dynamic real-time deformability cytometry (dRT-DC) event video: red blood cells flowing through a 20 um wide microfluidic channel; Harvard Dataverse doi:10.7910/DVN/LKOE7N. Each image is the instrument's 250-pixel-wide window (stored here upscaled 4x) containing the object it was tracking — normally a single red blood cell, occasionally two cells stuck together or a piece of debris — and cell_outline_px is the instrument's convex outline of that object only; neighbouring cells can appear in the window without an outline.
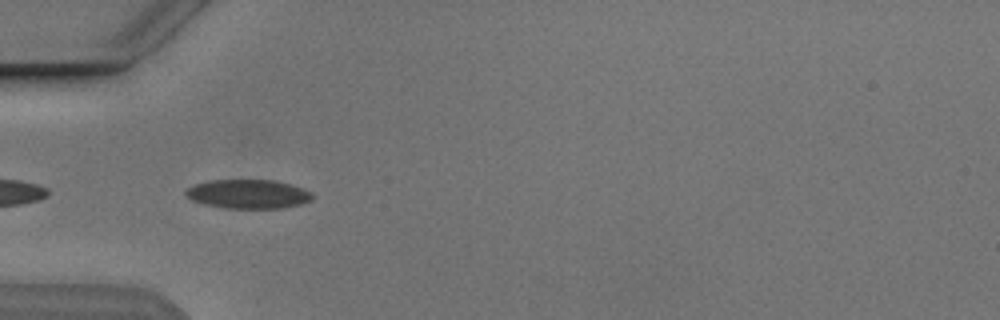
{"species": "Egyptian fruit bat (a non-hibernating species)", "species_latin": "Rousettus aegyptiacus", "temperature_condition": "cold", "stored_images_in_passage": 38, "camera_frame_rate_fps": 3000, "um_per_image_px": 0.085, "animal": {"sex": "male"}, "frame": {"image": 1, "passage_image": 2, "time_ms": 0.333, "image_size_px": [1000, 320], "cell_outline_px": [[312, 200], [300, 204], [284, 208], [224, 208], [204, 204], [192, 200], [184, 192], [188, 188], [196, 184], [212, 180], [272, 180], [288, 184], [312, 192]], "centroid_in_image_um": [21.09, 16.5], "position_along_channel_um": 63.9, "area_um2": 21.15}}
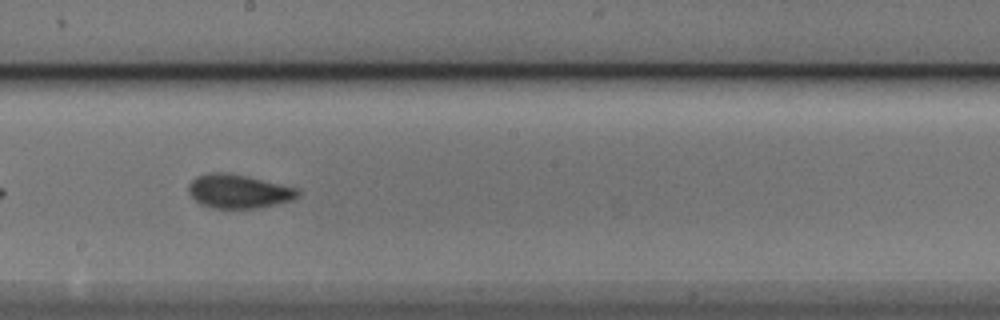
{"frame": {"image": 2, "passage_image": 15, "time_ms": 4.667, "image_size_px": [1000, 320], "cell_outline_px": [[300, 196], [292, 200], [260, 208], [212, 208], [200, 204], [188, 192], [188, 184], [196, 176], [208, 172], [228, 172], [248, 176], [300, 188]], "centroid_in_image_um": [20.3, 16.25], "position_along_channel_um": 227.9, "area_um2": 21.91}}
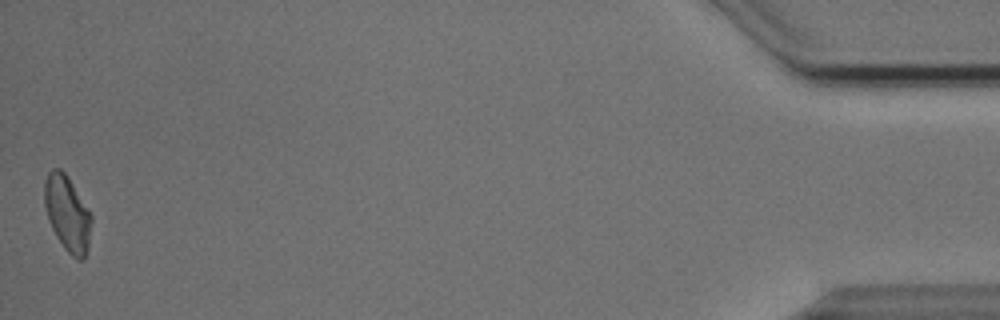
{"frame": {"image": 3, "passage_image": 38, "time_ms": 12.333, "image_size_px": [1000, 320], "cell_outline_px": [[92, 220], [88, 248], [84, 260], [80, 260], [72, 256], [64, 248], [56, 236], [48, 220], [44, 204], [44, 180], [48, 172], [52, 168], [60, 168], [68, 176], [92, 216]], "centroid_in_image_um": [5.71, 18.14], "position_along_channel_um": 429.5, "area_um2": 20.75}, "authors_computed_cell_mechanics": {"area_um2": 20.7791, "velocity_mm_per_s": 3.8356, "shape_relaxation_time_tau1_ms": 2.8247, "shape_relaxation_time_tau2_ms": 1.2825, "deformation_change_tau1": 0.1003, "deformation_change_tau2": 0.0509}}